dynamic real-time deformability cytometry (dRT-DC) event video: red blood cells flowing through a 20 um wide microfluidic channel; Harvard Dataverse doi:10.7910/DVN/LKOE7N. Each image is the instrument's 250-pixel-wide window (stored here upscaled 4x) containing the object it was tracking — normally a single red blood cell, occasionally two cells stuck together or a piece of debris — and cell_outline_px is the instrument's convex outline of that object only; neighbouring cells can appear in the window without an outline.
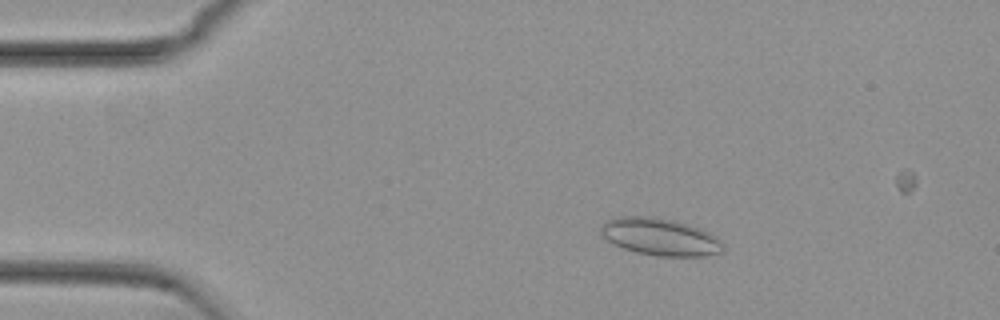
{"species": "common noctule bat (a hibernating species)", "species_latin": "Nyctalus noctula", "temperature_condition": "cold", "stored_images_in_passage": 52, "camera_frame_rate_fps": 3000, "um_per_image_px": 0.085, "animal": {"sex": "female", "body_mass_g": 29.2, "forearm_length_mm": 56.3}, "frame": {"image": 1, "passage_image": 10, "time_ms": 3.0, "image_size_px": [1000, 320], "cell_outline_px": [[724, 252], [704, 256], [656, 256], [636, 252], [624, 248], [608, 240], [600, 232], [600, 224], [616, 216], [652, 216], [676, 220], [688, 224], [708, 232], [716, 236], [724, 244]], "centroid_in_image_um": [56.13, 20.12], "position_along_channel_um": 28.9, "area_um2": 26.7}}
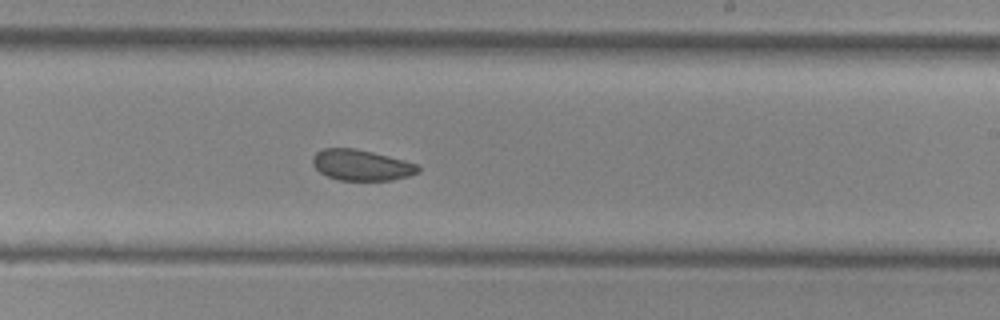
{"frame": {"image": 2, "passage_image": 33, "time_ms": 10.667, "image_size_px": [1000, 320], "cell_outline_px": [[420, 172], [408, 176], [392, 180], [336, 180], [320, 172], [312, 164], [312, 156], [316, 152], [324, 148], [356, 148], [404, 160], [416, 164], [420, 168]], "centroid_in_image_um": [30.7, 14.03], "position_along_channel_um": 258.3, "area_um2": 18.96}}
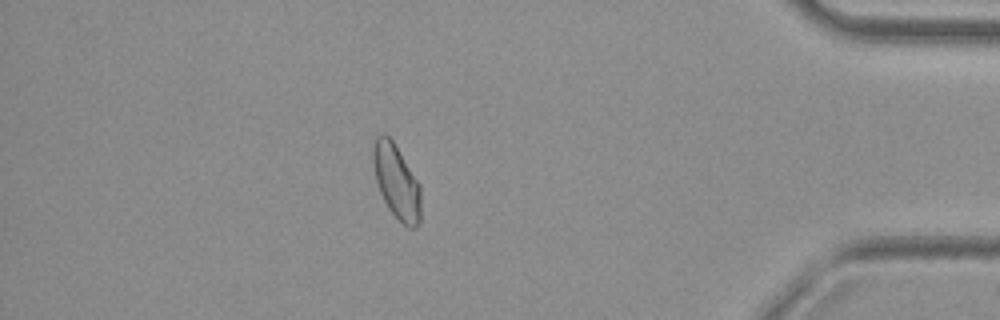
{"frame": {"image": 3, "passage_image": 48, "time_ms": 15.667, "image_size_px": [1000, 320], "cell_outline_px": [[420, 224], [416, 228], [408, 228], [388, 208], [380, 192], [376, 180], [372, 160], [372, 144], [376, 136], [380, 132], [384, 132], [392, 140], [420, 184]], "centroid_in_image_um": [33.68, 15.41], "position_along_channel_um": 401.5, "area_um2": 20.69}, "authors_computed_cell_mechanics": {"area_um2": 20.7213, "velocity_mm_per_s": 3.7467, "shape_relaxation_time_tau1_ms": null, "shape_relaxation_time_tau2_ms": 2.3262, "deformation_change_tau1": null, "deformation_change_tau2": 0.0593}}